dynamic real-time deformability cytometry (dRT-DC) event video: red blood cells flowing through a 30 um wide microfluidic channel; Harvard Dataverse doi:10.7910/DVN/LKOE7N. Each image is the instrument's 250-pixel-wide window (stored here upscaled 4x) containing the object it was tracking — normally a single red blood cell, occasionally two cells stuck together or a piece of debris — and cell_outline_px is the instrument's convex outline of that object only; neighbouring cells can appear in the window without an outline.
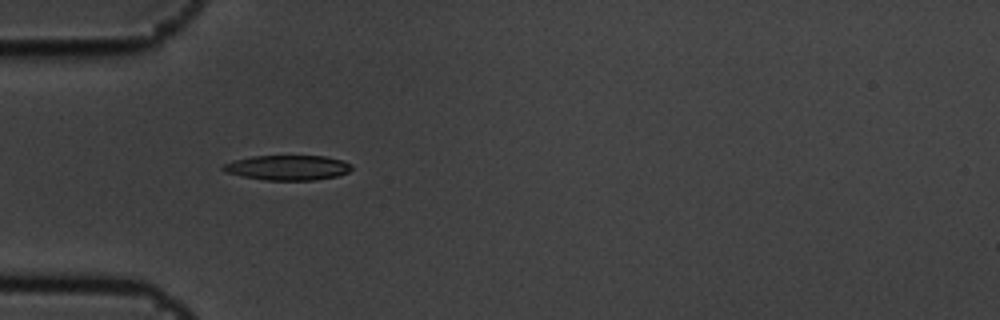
{"species": "common noctule bat (a hibernating species)", "species_latin": "Nyctalus noctula", "temperature_condition": "cold", "stored_images_in_passage": 5, "camera_frame_rate_fps": 3000, "um_per_image_px": 0.085, "animal": {"sex": "male", "body_mass_g": 19.5, "forearm_length_mm": 54.6}, "frame": {"image": 1, "passage_image": 4, "time_ms": 1.0, "image_size_px": [1000, 320], "cell_outline_px": [[352, 168], [348, 172], [336, 176], [312, 180], [264, 180], [224, 172], [220, 168], [224, 164], [232, 160], [252, 156], [324, 156], [344, 160], [352, 164]], "centroid_in_image_um": [24.44, 14.24], "position_along_channel_um": 60.6, "area_um2": 18.73}}
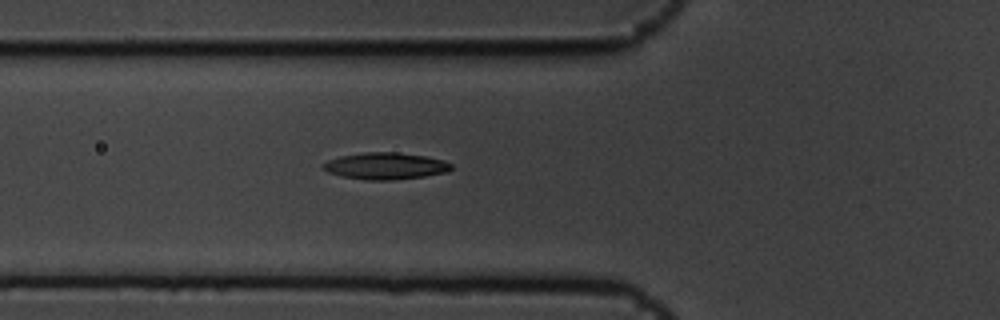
{"frame": {"image": 2, "passage_image": 5, "time_ms": 1.333, "image_size_px": [1000, 320], "cell_outline_px": [[452, 168], [448, 172], [424, 176], [392, 180], [364, 180], [344, 176], [328, 172], [320, 168], [320, 164], [328, 160], [340, 156], [364, 152], [396, 152], [428, 156], [444, 160], [452, 164]], "centroid_in_image_um": [32.76, 14.1], "position_along_channel_um": 93.0, "area_um2": 20.17}}